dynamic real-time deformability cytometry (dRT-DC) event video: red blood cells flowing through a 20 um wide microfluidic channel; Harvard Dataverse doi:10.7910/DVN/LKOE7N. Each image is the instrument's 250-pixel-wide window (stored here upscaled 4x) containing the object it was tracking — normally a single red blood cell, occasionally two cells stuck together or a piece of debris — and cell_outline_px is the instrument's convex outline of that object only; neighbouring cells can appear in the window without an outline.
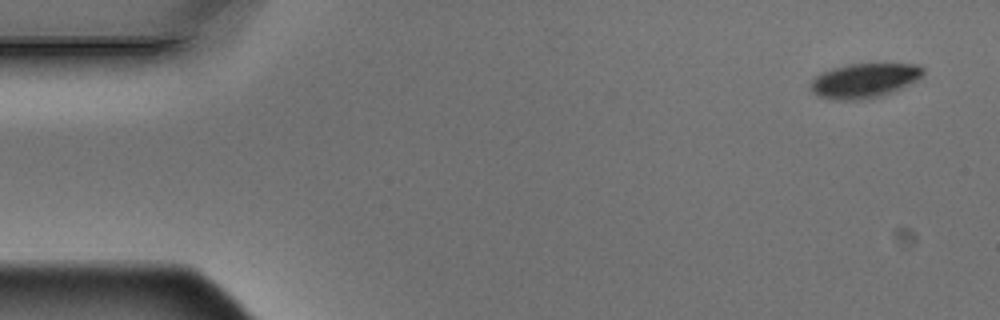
{"species": "Egyptian fruit bat (a non-hibernating species)", "species_latin": "Rousettus aegyptiacus", "temperature_condition": "warm", "stored_images_in_passage": 7, "camera_frame_rate_fps": 3000, "um_per_image_px": 0.085, "animal": {"sex": "male"}, "frame": {"image": 1, "passage_image": 1, "time_ms": 0.0, "image_size_px": [1000, 320], "cell_outline_px": [[924, 72], [916, 80], [892, 92], [880, 96], [860, 100], [832, 100], [820, 96], [812, 92], [812, 80], [816, 76], [832, 68], [852, 64], [920, 64], [924, 68]], "centroid_in_image_um": [73.47, 6.85], "position_along_channel_um": 11.5, "area_um2": 22.31}}
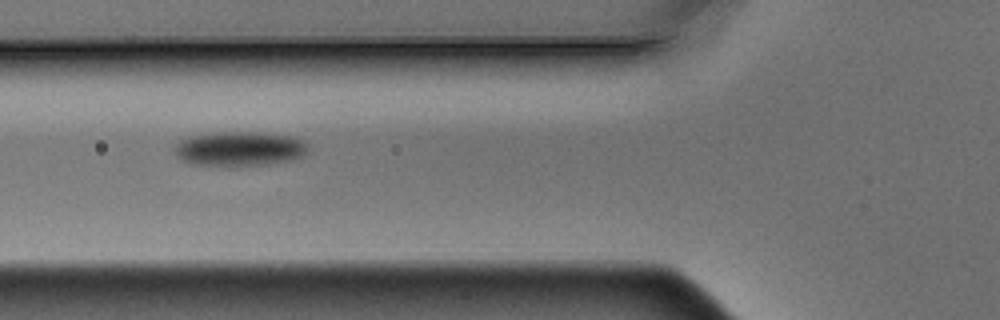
{"frame": {"image": 2, "passage_image": 6, "time_ms": 1.667, "image_size_px": [1000, 320], "cell_outline_px": [[308, 152], [304, 156], [292, 160], [268, 164], [192, 164], [176, 156], [176, 144], [180, 140], [188, 136], [216, 132], [256, 132], [292, 136], [304, 140], [308, 148]], "centroid_in_image_um": [20.41, 12.61], "position_along_channel_um": 105.4, "area_um2": 26.47}}
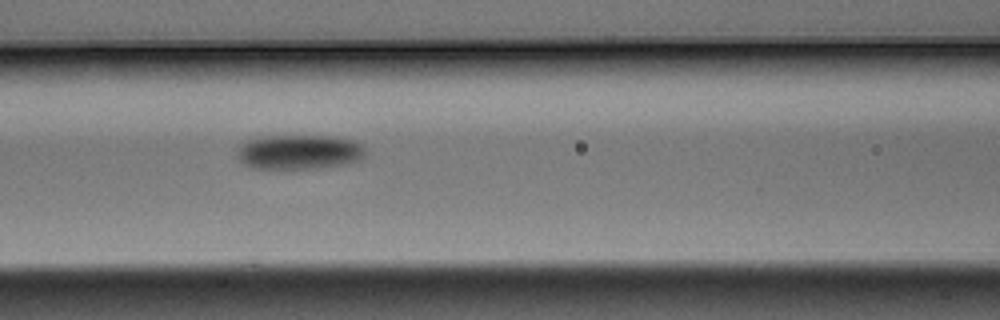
{"frame": {"image": 3, "passage_image": 7, "time_ms": 2.0, "image_size_px": [1000, 320], "cell_outline_px": [[364, 156], [360, 160], [344, 164], [304, 168], [256, 168], [244, 164], [236, 156], [236, 148], [244, 140], [260, 136], [332, 136], [352, 140], [360, 144], [364, 148]], "centroid_in_image_um": [25.35, 12.89], "position_along_channel_um": 141.3, "area_um2": 25.78}}